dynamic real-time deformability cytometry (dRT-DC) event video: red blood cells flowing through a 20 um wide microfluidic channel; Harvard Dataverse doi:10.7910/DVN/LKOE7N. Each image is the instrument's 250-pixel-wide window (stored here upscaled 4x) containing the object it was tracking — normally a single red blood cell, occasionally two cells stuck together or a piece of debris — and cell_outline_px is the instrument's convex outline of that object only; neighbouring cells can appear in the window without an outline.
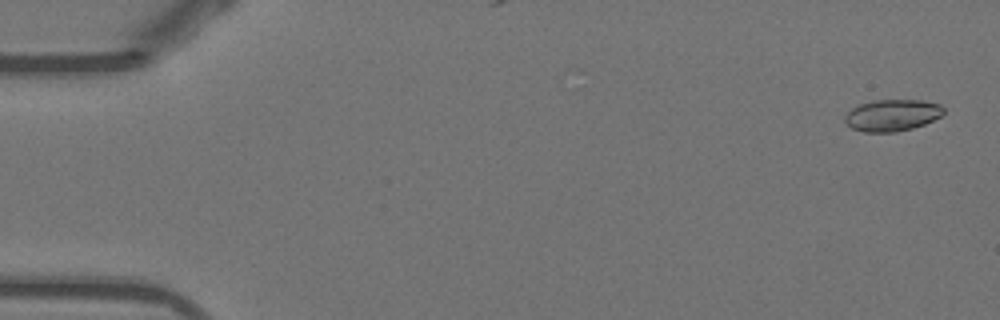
{"species": "Egyptian fruit bat (a non-hibernating species)", "species_latin": "Rousettus aegyptiacus", "temperature_condition": "warm", "stored_images_in_passage": 53, "camera_frame_rate_fps": 3000, "um_per_image_px": 0.085, "animal": {"sex": "female"}, "frame": {"image": 1, "passage_image": 2, "time_ms": 0.333, "image_size_px": [1000, 320], "cell_outline_px": [[944, 112], [940, 116], [924, 124], [912, 128], [896, 132], [864, 132], [852, 128], [844, 120], [844, 116], [852, 108], [860, 104], [872, 100], [924, 100], [940, 104], [944, 108]], "centroid_in_image_um": [75.83, 9.79], "position_along_channel_um": 9.2, "area_um2": 18.21}}
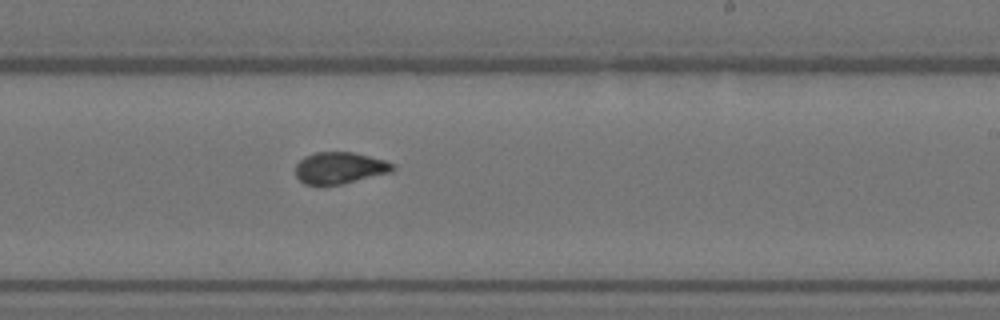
{"frame": {"image": 2, "passage_image": 32, "time_ms": 10.333, "image_size_px": [1000, 320], "cell_outline_px": [[396, 168], [392, 172], [340, 184], [304, 184], [296, 176], [296, 164], [304, 156], [316, 152], [352, 152], [384, 160], [392, 164]], "centroid_in_image_um": [28.86, 14.26], "position_along_channel_um": 260.1, "area_um2": 17.69}}
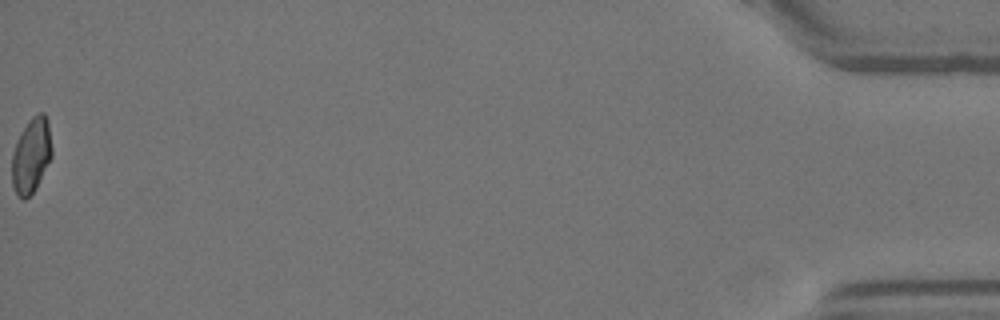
{"frame": {"image": 3, "passage_image": 53, "time_ms": 17.333, "image_size_px": [1000, 320], "cell_outline_px": [[52, 156], [36, 188], [24, 200], [16, 192], [12, 184], [12, 156], [16, 140], [28, 120], [36, 112], [44, 112], [48, 120], [52, 148]], "centroid_in_image_um": [2.67, 13.16], "position_along_channel_um": 432.5, "area_um2": 17.51}, "authors_computed_cell_mechanics": {"area_um2": 18.1492, "velocity_mm_per_s": 3.8957, "shape_relaxation_time_tau1_ms": null, "shape_relaxation_time_tau2_ms": 0.9262, "deformation_change_tau1": null, "deformation_change_tau2": 0.0608}}